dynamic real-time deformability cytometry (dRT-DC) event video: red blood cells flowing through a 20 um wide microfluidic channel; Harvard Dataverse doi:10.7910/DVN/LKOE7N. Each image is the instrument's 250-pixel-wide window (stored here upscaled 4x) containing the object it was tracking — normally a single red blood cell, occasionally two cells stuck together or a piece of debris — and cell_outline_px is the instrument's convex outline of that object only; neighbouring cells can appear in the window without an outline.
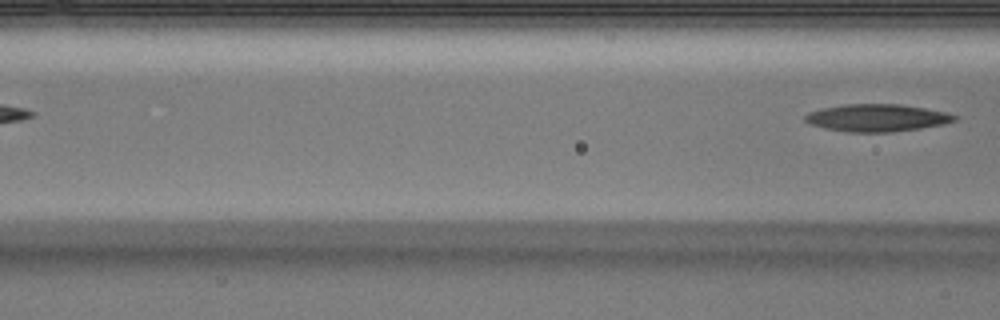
{"species": "Egyptian fruit bat (a non-hibernating species)", "species_latin": "Rousettus aegyptiacus", "temperature_condition": "warm", "stored_images_in_passage": 7, "camera_frame_rate_fps": 3000, "um_per_image_px": 0.085, "animal": {"sex": "male"}, "frame": {"image": 1, "passage_image": 7, "time_ms": 2.0, "image_size_px": [1000, 320], "cell_outline_px": [[956, 120], [944, 124], [920, 128], [892, 132], [844, 132], [824, 128], [808, 124], [804, 120], [804, 116], [808, 112], [820, 108], [848, 104], [900, 104], [924, 108], [944, 112], [956, 116]], "centroid_in_image_um": [74.47, 10.02], "position_along_channel_um": 92.1, "area_um2": 23.87}}